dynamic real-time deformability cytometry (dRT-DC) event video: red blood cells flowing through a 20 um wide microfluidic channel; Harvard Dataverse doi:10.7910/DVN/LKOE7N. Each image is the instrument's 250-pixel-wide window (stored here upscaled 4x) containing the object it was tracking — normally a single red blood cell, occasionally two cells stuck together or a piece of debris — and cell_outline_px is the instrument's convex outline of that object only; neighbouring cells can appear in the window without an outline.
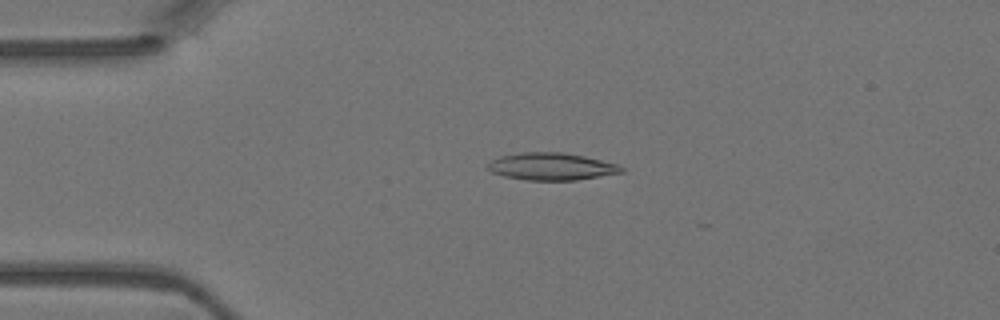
{"species": "Egyptian fruit bat (a non-hibernating species)", "species_latin": "Rousettus aegyptiacus", "temperature_condition": "warm", "stored_images_in_passage": 13, "camera_frame_rate_fps": 3000, "um_per_image_px": 0.085, "animal": {"sex": "female"}, "frame": {"image": 1, "passage_image": 10, "time_ms": 3.0, "image_size_px": [1000, 320], "cell_outline_px": [[624, 172], [576, 180], [528, 180], [504, 176], [492, 172], [488, 168], [488, 164], [492, 160], [500, 156], [524, 152], [564, 152], [584, 156], [616, 164], [624, 168]], "centroid_in_image_um": [46.88, 14.15], "position_along_channel_um": 38.1, "area_um2": 21.04}}